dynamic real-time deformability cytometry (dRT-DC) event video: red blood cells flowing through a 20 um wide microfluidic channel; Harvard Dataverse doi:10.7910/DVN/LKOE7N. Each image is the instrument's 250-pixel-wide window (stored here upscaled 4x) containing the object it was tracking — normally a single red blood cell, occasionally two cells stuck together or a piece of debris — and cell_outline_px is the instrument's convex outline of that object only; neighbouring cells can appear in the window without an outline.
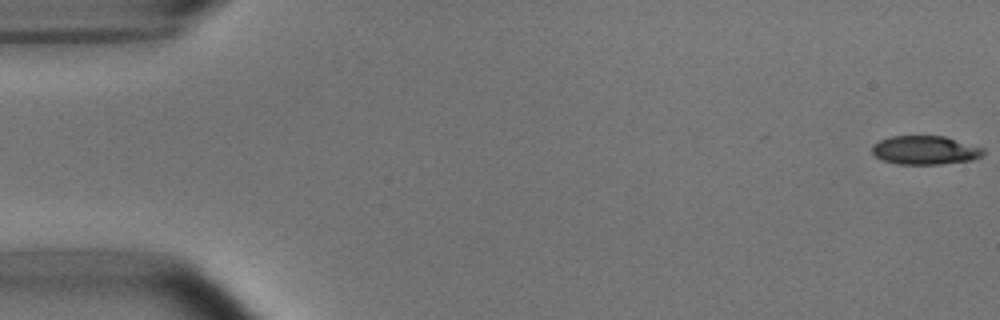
{"species": "common noctule bat (a hibernating species)", "species_latin": "Nyctalus noctula", "temperature_condition": "room temperature", "stored_images_in_passage": 54, "camera_frame_rate_fps": 3000, "um_per_image_px": 0.085, "animal": {"sex": "male", "body_mass_g": 15.6}, "frame": {"image": 1, "passage_image": 1, "time_ms": 0.0, "image_size_px": [1000, 320], "cell_outline_px": [[984, 152], [980, 156], [972, 160], [940, 164], [896, 164], [884, 160], [876, 156], [872, 152], [872, 144], [880, 140], [892, 136], [944, 136], [984, 148]], "centroid_in_image_um": [78.62, 12.76], "position_along_channel_um": 6.4, "area_um2": 18.5}}
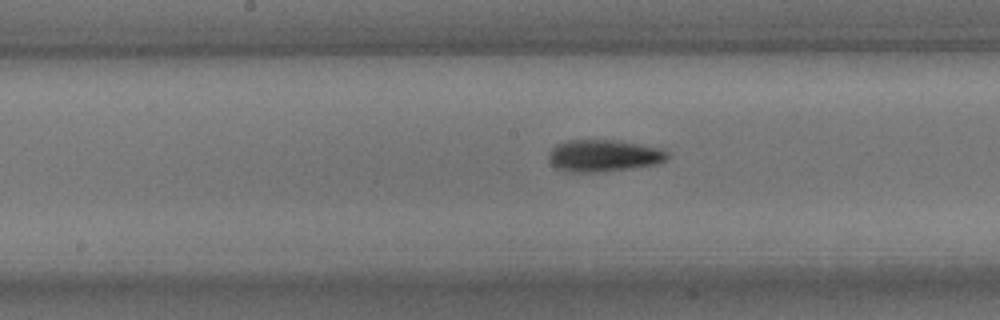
{"frame": {"image": 2, "passage_image": 27, "time_ms": 8.667, "image_size_px": [1000, 320], "cell_outline_px": [[668, 160], [656, 164], [600, 172], [568, 172], [556, 168], [548, 160], [548, 152], [556, 144], [568, 140], [612, 140], [660, 148], [668, 152]], "centroid_in_image_um": [51.26, 13.24], "position_along_channel_um": 196.9, "area_um2": 22.02}}
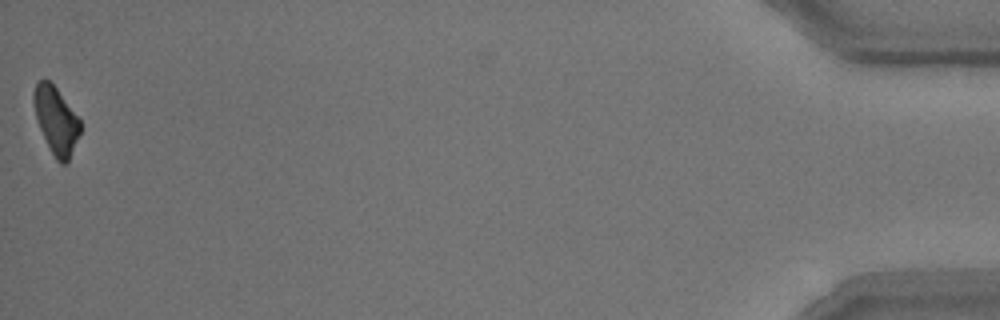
{"frame": {"image": 3, "passage_image": 53, "time_ms": 17.333, "image_size_px": [1000, 320], "cell_outline_px": [[80, 132], [68, 160], [64, 164], [60, 164], [56, 160], [36, 120], [32, 100], [32, 92], [36, 84], [44, 76], [56, 88], [80, 120]], "centroid_in_image_um": [4.72, 10.19], "position_along_channel_um": 430.5, "area_um2": 17.86}, "authors_computed_cell_mechanics": {"area_um2": 20.0566, "velocity_mm_per_s": 3.7938, "shape_relaxation_time_tau1_ms": 2.4272, "shape_relaxation_time_tau2_ms": 5.6729, "deformation_change_tau1": 0.132, "deformation_change_tau2": 0.1495}}